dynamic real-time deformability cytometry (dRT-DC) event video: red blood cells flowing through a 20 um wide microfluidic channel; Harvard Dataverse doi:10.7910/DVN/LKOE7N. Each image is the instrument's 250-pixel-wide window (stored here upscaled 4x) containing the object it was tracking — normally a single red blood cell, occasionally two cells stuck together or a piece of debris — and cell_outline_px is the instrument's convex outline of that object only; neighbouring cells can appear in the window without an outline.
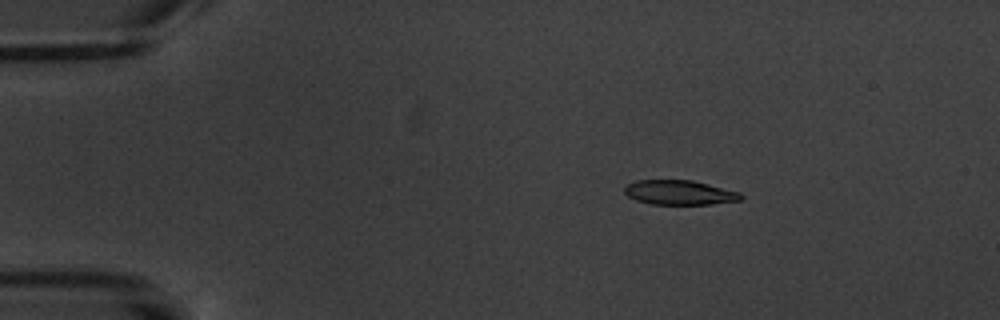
{"species": "common noctule bat (a hibernating species)", "species_latin": "Nyctalus noctula", "temperature_condition": "warm", "stored_images_in_passage": 15, "camera_frame_rate_fps": 3000, "um_per_image_px": 0.085, "animal": {"sex": "male", "body_mass_g": 20.1, "forearm_length_mm": 53.5}, "frame": {"image": 1, "passage_image": 2, "time_ms": 1.333, "image_size_px": [1000, 320], "cell_outline_px": [[744, 196], [740, 200], [712, 204], [652, 204], [636, 200], [628, 196], [624, 192], [624, 188], [628, 184], [636, 180], [692, 180], [740, 192]], "centroid_in_image_um": [57.76, 16.36], "position_along_channel_um": 27.2, "area_um2": 16.59}}
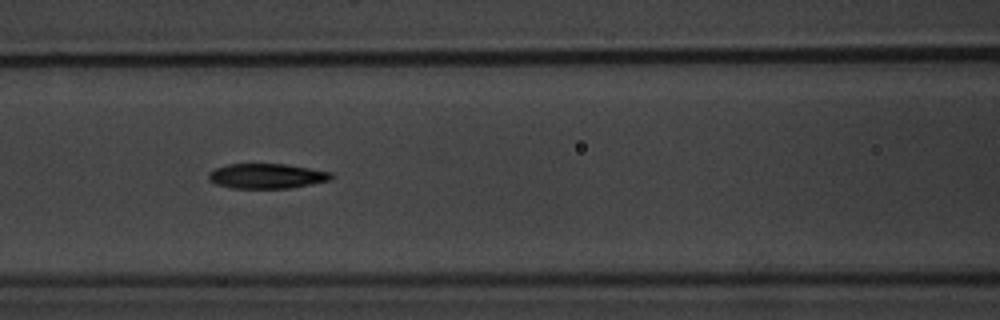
{"frame": {"image": 2, "passage_image": 6, "time_ms": 6.667, "image_size_px": [1000, 320], "cell_outline_px": [[336, 176], [332, 180], [292, 188], [232, 188], [216, 184], [208, 180], [208, 172], [216, 168], [228, 164], [284, 164], [332, 172]], "centroid_in_image_um": [22.7, 14.97], "position_along_channel_um": 143.9, "area_um2": 17.98}}
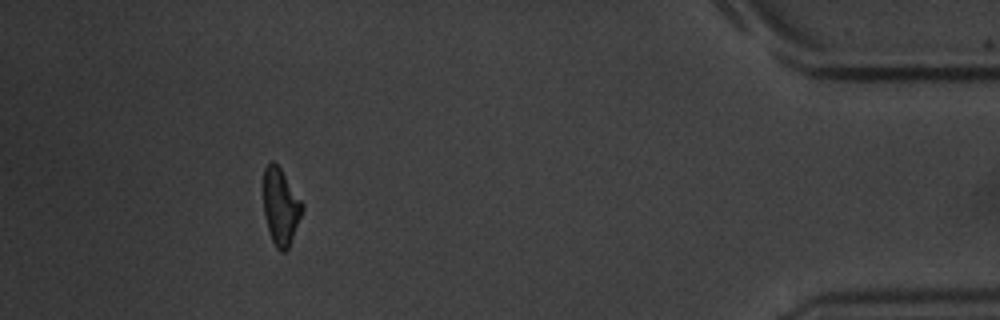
{"frame": {"image": 3, "passage_image": 14, "time_ms": 16.0, "image_size_px": [1000, 320], "cell_outline_px": [[304, 208], [288, 248], [284, 252], [280, 252], [276, 248], [272, 240], [268, 228], [264, 212], [264, 168], [272, 160], [280, 168], [304, 204]], "centroid_in_image_um": [23.86, 17.57], "position_along_channel_um": 411.3, "area_um2": 17.05}, "authors_computed_cell_mechanics": {"area_um2": 17.9758, "velocity_mm_per_s": 3.4427, "shape_relaxation_time_tau1_ms": 3.9749, "shape_relaxation_time_tau2_ms": 3.2348, "deformation_change_tau1": 0.1213, "deformation_change_tau2": 0.1075}}